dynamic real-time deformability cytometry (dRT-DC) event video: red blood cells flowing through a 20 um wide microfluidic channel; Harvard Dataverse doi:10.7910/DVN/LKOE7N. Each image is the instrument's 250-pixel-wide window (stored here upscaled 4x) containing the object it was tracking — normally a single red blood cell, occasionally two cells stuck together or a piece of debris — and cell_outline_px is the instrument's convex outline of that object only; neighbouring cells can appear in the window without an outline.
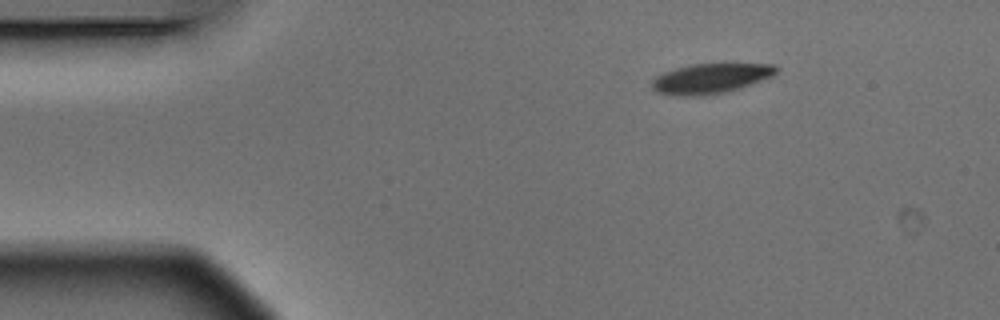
{"species": "Egyptian fruit bat (a non-hibernating species)", "species_latin": "Rousettus aegyptiacus", "temperature_condition": "warm", "stored_images_in_passage": 3, "camera_frame_rate_fps": 3000, "um_per_image_px": 0.085, "animal": {"sex": "male"}, "frame": {"image": 1, "passage_image": 1, "time_ms": 0.0, "image_size_px": [1000, 320], "cell_outline_px": [[780, 68], [772, 76], [740, 88], [728, 92], [704, 96], [672, 96], [656, 92], [652, 88], [652, 80], [656, 76], [664, 72], [676, 68], [692, 64], [772, 64]], "centroid_in_image_um": [60.37, 6.69], "position_along_channel_um": 24.6, "area_um2": 21.85}}